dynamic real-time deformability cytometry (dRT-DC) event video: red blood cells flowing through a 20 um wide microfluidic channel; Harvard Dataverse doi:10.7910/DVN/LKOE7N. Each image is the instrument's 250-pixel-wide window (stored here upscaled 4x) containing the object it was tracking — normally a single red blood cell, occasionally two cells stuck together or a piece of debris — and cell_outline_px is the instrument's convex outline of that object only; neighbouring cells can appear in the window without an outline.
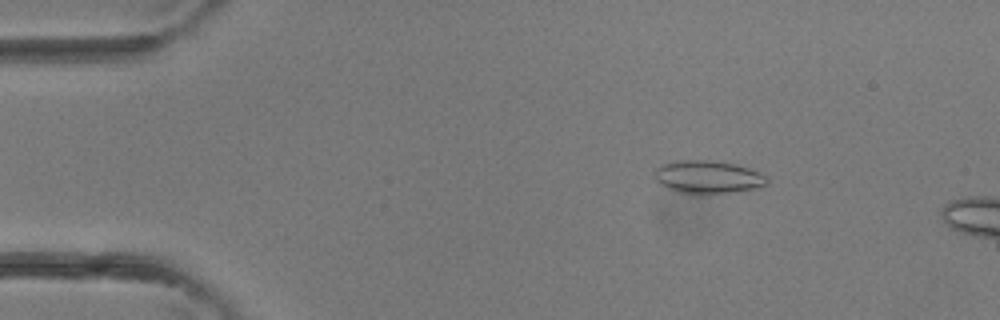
{"species": "common noctule bat (a hibernating species)", "species_latin": "Nyctalus noctula", "temperature_condition": "room temperature", "stored_images_in_passage": 4, "camera_frame_rate_fps": 3000, "um_per_image_px": 0.085, "animal": {"sex": "female"}, "frame": {"image": 1, "passage_image": 2, "time_ms": 0.333, "image_size_px": [1000, 320], "cell_outline_px": [[768, 184], [736, 192], [700, 196], [676, 192], [660, 184], [656, 180], [656, 168], [660, 164], [672, 160], [712, 160], [736, 164], [760, 172], [768, 176]], "centroid_in_image_um": [60.16, 15.06], "position_along_channel_um": 24.8, "area_um2": 22.2}}